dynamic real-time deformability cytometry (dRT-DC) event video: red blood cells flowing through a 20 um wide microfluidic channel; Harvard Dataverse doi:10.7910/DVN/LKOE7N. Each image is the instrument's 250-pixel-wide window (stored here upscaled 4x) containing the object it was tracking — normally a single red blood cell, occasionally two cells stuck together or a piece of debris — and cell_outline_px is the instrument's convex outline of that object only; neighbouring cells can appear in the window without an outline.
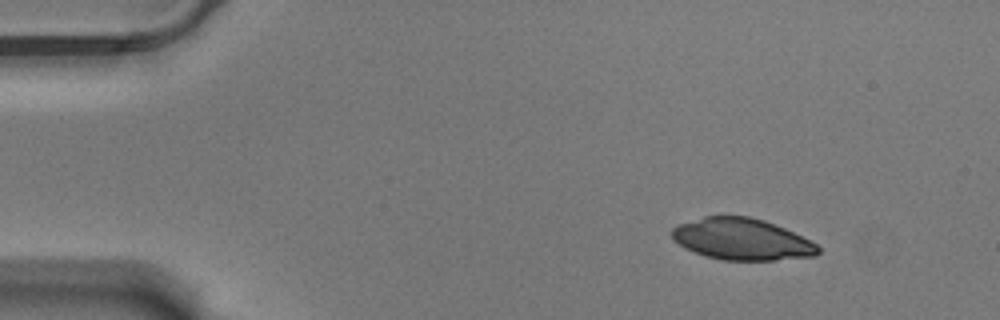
{"species": "Egyptian fruit bat (a non-hibernating species)", "species_latin": "Rousettus aegyptiacus", "temperature_condition": "warm", "stored_images_in_passage": 10, "camera_frame_rate_fps": 3000, "um_per_image_px": 0.085, "animal": {"sex": "male"}, "frame": {"image": 1, "passage_image": 1, "time_ms": 0.0, "image_size_px": [1000, 320], "cell_outline_px": [[820, 252], [816, 256], [776, 260], [720, 260], [704, 256], [684, 248], [672, 240], [672, 228], [680, 224], [704, 216], [748, 216], [764, 220], [784, 228], [816, 244], [820, 248]], "centroid_in_image_um": [63.03, 20.34], "position_along_channel_um": 22.0, "area_um2": 35.37}}